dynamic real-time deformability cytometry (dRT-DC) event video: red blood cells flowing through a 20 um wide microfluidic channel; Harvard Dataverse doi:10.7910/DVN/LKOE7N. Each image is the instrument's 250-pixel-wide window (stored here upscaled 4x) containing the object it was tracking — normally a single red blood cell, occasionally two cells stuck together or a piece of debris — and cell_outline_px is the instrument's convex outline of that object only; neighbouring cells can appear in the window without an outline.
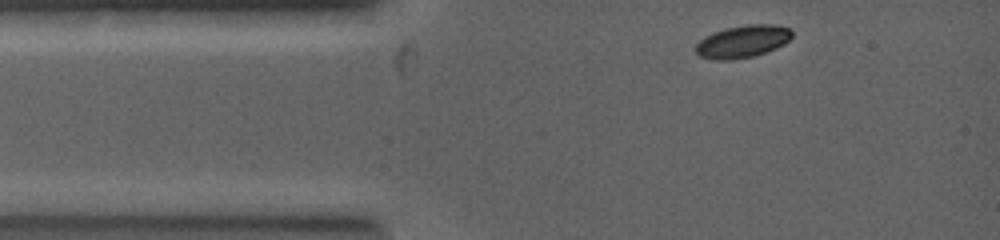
{"species": "common noctule bat (a hibernating species)", "species_latin": "Nyctalus noctula", "temperature_condition": "warm", "stored_images_in_passage": 13, "camera_frame_rate_fps": 5000, "um_per_image_px": 0.085, "animal": {"sex": "female", "body_mass_g": 19.0, "forearm_length_mm": 53.3}, "frame": {"image": 1, "passage_image": 1, "time_ms": 0.0, "image_size_px": [1000, 240], "cell_outline_px": [[792, 36], [784, 44], [776, 48], [752, 56], [724, 60], [716, 60], [700, 56], [696, 52], [696, 44], [704, 36], [712, 32], [728, 28], [748, 24], [772, 24], [788, 28], [792, 32]], "centroid_in_image_um": [63.1, 3.51], "position_along_channel_um": 21.9, "area_um2": 17.92}}
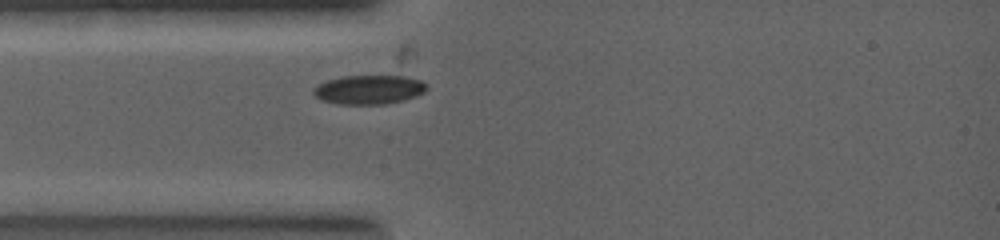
{"frame": {"image": 2, "passage_image": 4, "time_ms": 1.0, "image_size_px": [1000, 240], "cell_outline_px": [[428, 88], [424, 92], [416, 96], [384, 104], [340, 104], [324, 100], [316, 96], [312, 92], [312, 88], [328, 80], [344, 76], [400, 76], [420, 80]], "centroid_in_image_um": [31.35, 7.61], "position_along_channel_um": 53.7, "area_um2": 18.79}}